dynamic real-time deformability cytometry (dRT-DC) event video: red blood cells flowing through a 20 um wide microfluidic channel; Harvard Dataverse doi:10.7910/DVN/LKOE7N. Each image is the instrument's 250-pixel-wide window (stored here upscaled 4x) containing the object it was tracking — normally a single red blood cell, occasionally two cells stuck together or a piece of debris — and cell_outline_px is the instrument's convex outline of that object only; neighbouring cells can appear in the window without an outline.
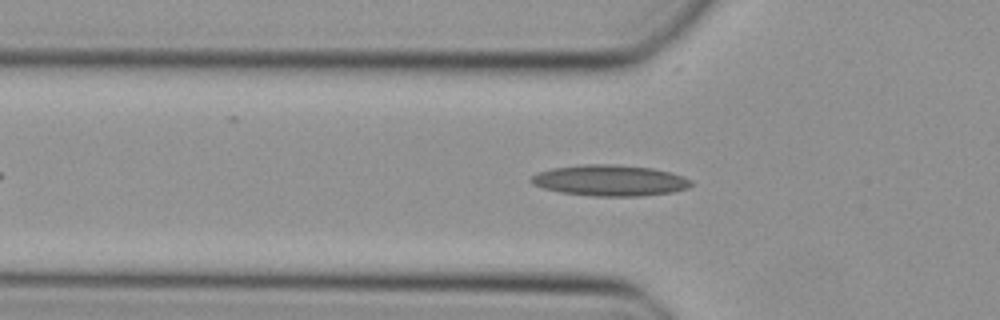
{"species": "Egyptian fruit bat (a non-hibernating species)", "species_latin": "Rousettus aegyptiacus", "temperature_condition": "cold", "stored_images_in_passage": 39, "camera_frame_rate_fps": 3000, "um_per_image_px": 0.085, "animal": {"sex": "female"}, "frame": {"image": 1, "passage_image": 10, "time_ms": 3.0, "image_size_px": [1000, 320], "cell_outline_px": [[692, 184], [688, 188], [672, 192], [640, 196], [592, 196], [560, 192], [544, 188], [532, 184], [528, 180], [536, 172], [552, 168], [584, 164], [616, 164], [652, 168], [672, 172], [684, 176], [692, 180]], "centroid_in_image_um": [51.84, 15.33], "position_along_channel_um": 74.0, "area_um2": 29.13}}
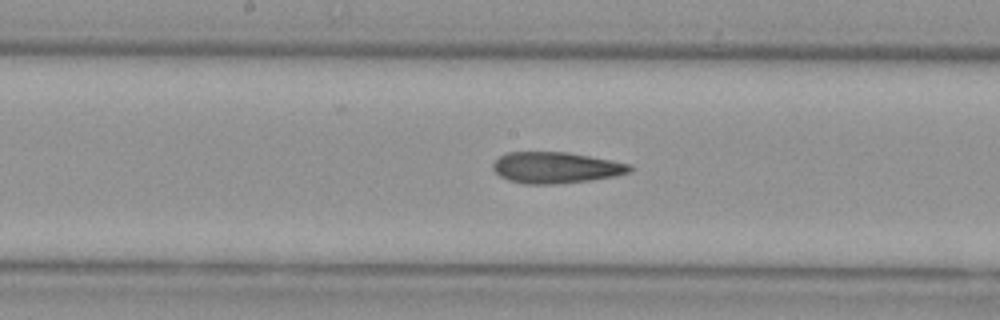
{"frame": {"image": 2, "passage_image": 19, "time_ms": 6.0, "image_size_px": [1000, 320], "cell_outline_px": [[636, 168], [632, 172], [616, 176], [588, 180], [556, 184], [524, 184], [508, 180], [500, 176], [492, 168], [492, 164], [500, 156], [508, 152], [568, 152], [612, 160], [632, 164]], "centroid_in_image_um": [47.3, 14.25], "position_along_channel_um": 200.9, "area_um2": 25.09}}
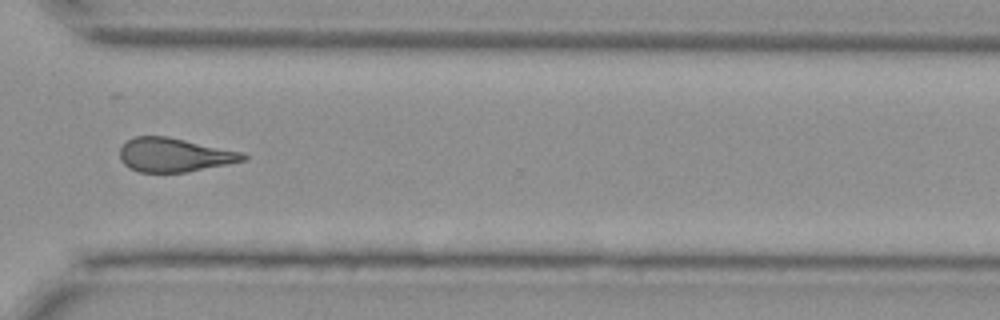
{"frame": {"image": 3, "passage_image": 30, "time_ms": 9.667, "image_size_px": [1000, 320], "cell_outline_px": [[248, 156], [244, 160], [228, 164], [184, 172], [140, 172], [128, 168], [120, 160], [120, 148], [132, 136], [168, 136], [244, 152]], "centroid_in_image_um": [14.81, 13.16], "position_along_channel_um": 355.8, "area_um2": 24.39}}